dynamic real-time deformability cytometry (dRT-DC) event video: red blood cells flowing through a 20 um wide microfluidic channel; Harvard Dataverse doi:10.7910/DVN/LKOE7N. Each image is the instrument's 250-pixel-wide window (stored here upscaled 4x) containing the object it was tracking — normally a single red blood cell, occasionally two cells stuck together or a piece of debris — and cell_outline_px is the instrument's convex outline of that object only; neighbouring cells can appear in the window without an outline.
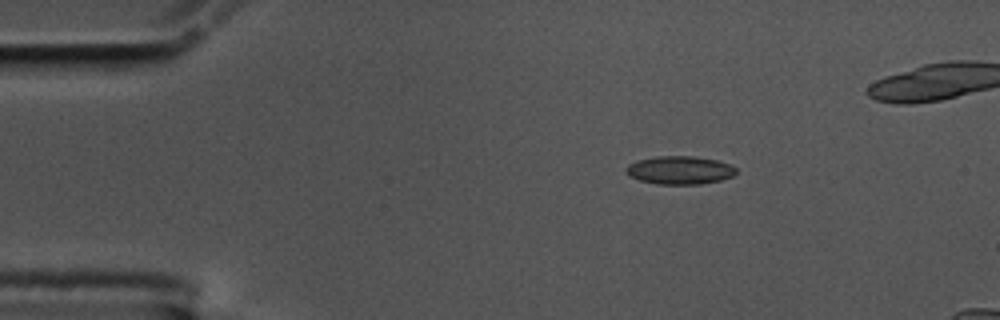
{"species": "common noctule bat (a hibernating species)", "species_latin": "Nyctalus noctula", "temperature_condition": "cold", "stored_images_in_passage": 24, "camera_frame_rate_fps": 3000, "um_per_image_px": 0.085, "animal": {"sex": "male", "body_mass_g": 17.5, "forearm_length_mm": 52.3}, "frame": {"image": 1, "passage_image": 4, "time_ms": 1.0, "image_size_px": [1000, 320], "cell_outline_px": [[736, 172], [732, 176], [720, 180], [700, 184], [660, 184], [640, 180], [628, 176], [624, 168], [628, 164], [636, 160], [656, 156], [696, 156], [716, 160], [732, 164], [736, 168]], "centroid_in_image_um": [57.76, 14.45], "position_along_channel_um": 27.2, "area_um2": 18.21}}